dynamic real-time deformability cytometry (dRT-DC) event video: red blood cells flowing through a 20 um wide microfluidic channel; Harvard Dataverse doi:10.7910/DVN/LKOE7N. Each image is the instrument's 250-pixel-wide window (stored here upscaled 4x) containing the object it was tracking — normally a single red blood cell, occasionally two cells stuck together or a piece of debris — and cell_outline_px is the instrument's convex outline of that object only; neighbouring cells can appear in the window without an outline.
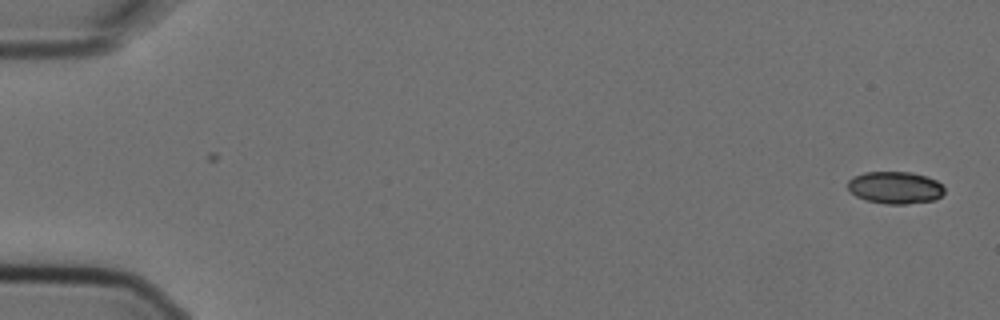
{"species": "Egyptian fruit bat (a non-hibernating species)", "species_latin": "Rousettus aegyptiacus", "temperature_condition": "cold", "stored_images_in_passage": 2, "camera_frame_rate_fps": 3000, "um_per_image_px": 0.085, "animal": {"sex": "female"}, "frame": {"image": 1, "passage_image": 2, "time_ms": 0.333, "image_size_px": [1000, 320], "cell_outline_px": [[944, 192], [936, 200], [904, 204], [884, 204], [864, 200], [856, 196], [848, 188], [848, 180], [852, 176], [864, 172], [912, 172], [936, 180], [944, 188]], "centroid_in_image_um": [76.06, 15.95], "position_along_channel_um": 8.9, "area_um2": 18.21}}